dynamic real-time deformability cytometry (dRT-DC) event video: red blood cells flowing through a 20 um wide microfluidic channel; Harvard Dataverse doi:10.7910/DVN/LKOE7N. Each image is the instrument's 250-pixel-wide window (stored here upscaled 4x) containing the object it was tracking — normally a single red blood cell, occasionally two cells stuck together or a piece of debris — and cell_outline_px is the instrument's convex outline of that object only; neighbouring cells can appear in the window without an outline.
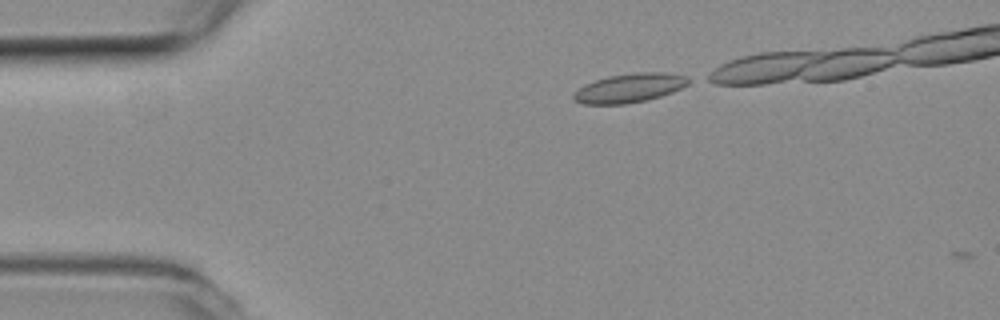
{"species": "common noctule bat (a hibernating species)", "species_latin": "Nyctalus noctula", "temperature_condition": "room temperature", "stored_images_in_passage": 2, "camera_frame_rate_fps": 3000, "um_per_image_px": 0.085, "animal": {"sex": "female", "body_mass_g": 19.3, "forearm_length_mm": 54.1}, "frame": {"image": 1, "passage_image": 1, "time_ms": 0.0, "image_size_px": [1000, 320], "cell_outline_px": [[696, 80], [672, 92], [660, 96], [644, 100], [624, 104], [584, 104], [576, 100], [572, 96], [584, 84], [608, 76], [636, 72], [664, 72], [688, 76]], "centroid_in_image_um": [53.58, 7.46], "position_along_channel_um": 31.4, "area_um2": 19.36}}